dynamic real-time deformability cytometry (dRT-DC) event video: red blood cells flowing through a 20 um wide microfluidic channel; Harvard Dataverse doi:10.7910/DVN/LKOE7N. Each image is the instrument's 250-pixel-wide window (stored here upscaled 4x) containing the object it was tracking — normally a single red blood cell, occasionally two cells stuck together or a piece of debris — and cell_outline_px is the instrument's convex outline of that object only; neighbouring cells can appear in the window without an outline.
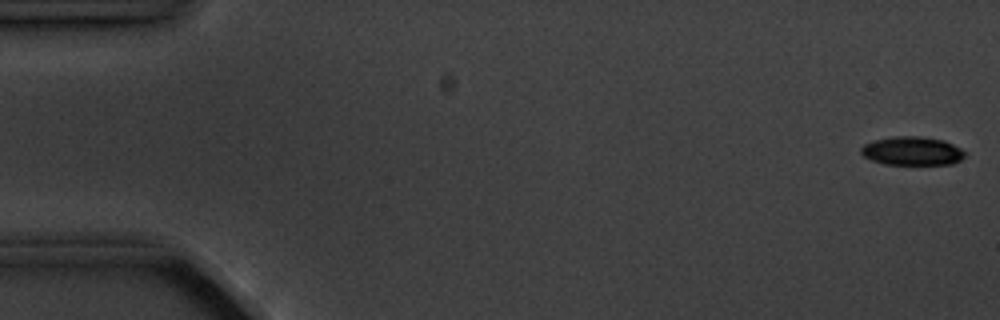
{"species": "common noctule bat (a hibernating species)", "species_latin": "Nyctalus noctula", "temperature_condition": "cold", "stored_images_in_passage": 5, "camera_frame_rate_fps": 3000, "um_per_image_px": 0.085, "animal": {"sex": "male", "body_mass_g": 20.1, "forearm_length_mm": 53.5}, "frame": {"image": 1, "passage_image": 1, "time_ms": 0.0, "image_size_px": [1000, 320], "cell_outline_px": [[964, 156], [960, 160], [952, 164], [884, 164], [872, 160], [864, 156], [860, 152], [860, 148], [864, 144], [872, 140], [892, 136], [920, 136], [944, 140], [960, 148], [964, 152]], "centroid_in_image_um": [77.5, 12.82], "position_along_channel_um": 7.5, "area_um2": 17.34}}
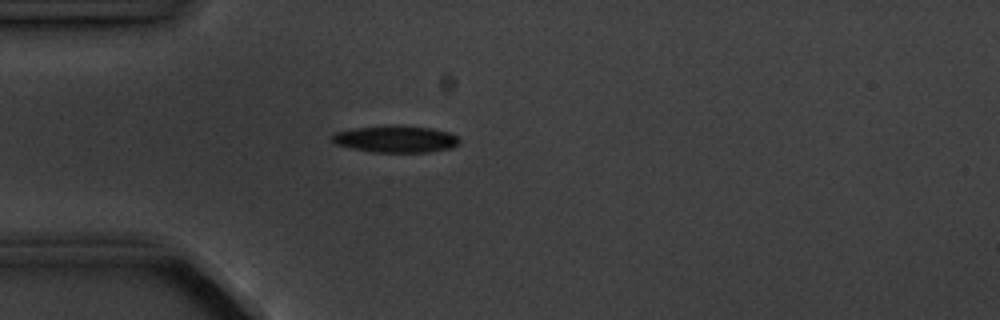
{"frame": {"image": 2, "passage_image": 5, "time_ms": 4.667, "image_size_px": [1000, 320], "cell_outline_px": [[460, 144], [452, 148], [428, 152], [372, 152], [352, 148], [336, 144], [332, 140], [332, 132], [352, 128], [388, 124], [396, 124], [432, 128], [448, 132], [456, 136], [460, 140]], "centroid_in_image_um": [33.62, 11.8], "position_along_channel_um": 51.4, "area_um2": 20.35}}